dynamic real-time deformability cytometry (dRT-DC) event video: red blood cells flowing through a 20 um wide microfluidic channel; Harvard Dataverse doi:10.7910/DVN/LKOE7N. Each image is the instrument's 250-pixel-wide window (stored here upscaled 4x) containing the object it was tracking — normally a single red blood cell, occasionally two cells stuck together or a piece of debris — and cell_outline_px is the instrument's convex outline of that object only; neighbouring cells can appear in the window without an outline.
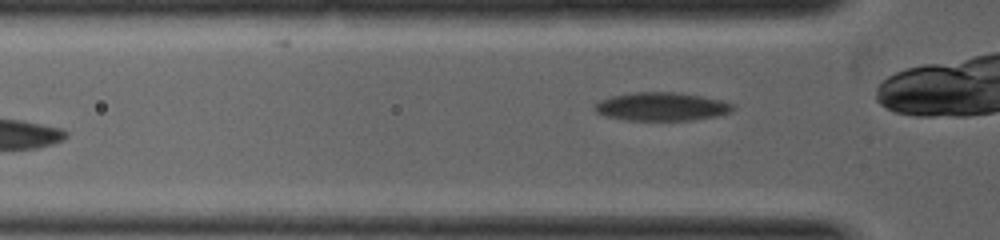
{"species": "common noctule bat (a hibernating species)", "species_latin": "Nyctalus noctula", "temperature_condition": "warm", "stored_images_in_passage": 6, "camera_frame_rate_fps": 5000, "um_per_image_px": 0.085, "animal": {"sex": "female", "body_mass_g": 19.0, "forearm_length_mm": 53.3}, "frame": {"image": 1, "passage_image": 6, "time_ms": 2.0, "image_size_px": [1000, 240], "cell_outline_px": [[736, 108], [732, 112], [716, 116], [692, 120], [628, 120], [604, 116], [596, 112], [596, 104], [600, 100], [612, 96], [632, 92], [680, 92], [720, 100], [736, 104]], "centroid_in_image_um": [56.28, 9.06], "position_along_channel_um": 69.5, "area_um2": 22.89}}